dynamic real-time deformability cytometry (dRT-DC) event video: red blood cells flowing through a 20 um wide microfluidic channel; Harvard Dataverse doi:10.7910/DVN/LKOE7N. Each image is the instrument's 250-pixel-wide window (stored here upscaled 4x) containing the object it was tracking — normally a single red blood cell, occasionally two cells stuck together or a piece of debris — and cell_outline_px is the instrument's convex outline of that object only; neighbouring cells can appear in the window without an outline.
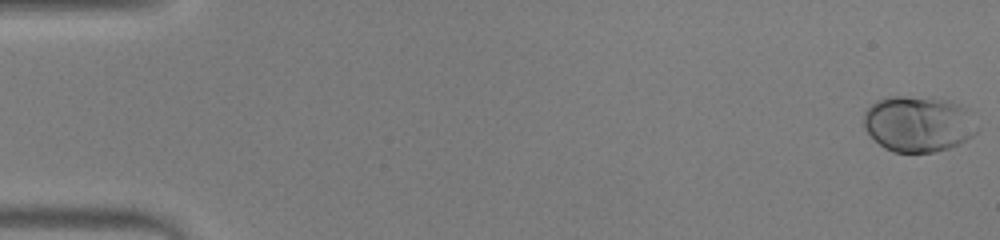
{"species": "human", "species_latin": "Homo sapiens", "temperature_condition": "warm", "stored_images_in_passage": 53, "camera_frame_rate_fps": 3000, "um_per_image_px": 0.085, "donor": {"sex": "male"}, "frame": {"image": 1, "passage_image": 1, "time_ms": 0.0, "image_size_px": [1000, 240], "cell_outline_px": [[980, 128], [972, 136], [948, 148], [932, 152], [892, 152], [884, 148], [864, 128], [864, 112], [876, 100], [892, 96], [932, 96], [952, 100], [960, 104], [964, 108]], "centroid_in_image_um": [78.06, 10.5], "position_along_channel_um": 6.9, "area_um2": 37.11}}
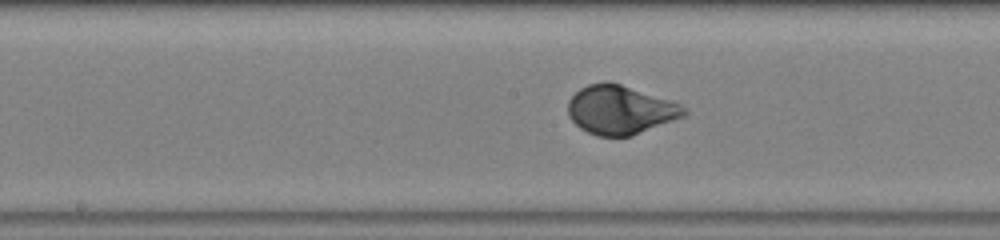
{"frame": {"image": 2, "passage_image": 28, "time_ms": 9.0, "image_size_px": [1000, 240], "cell_outline_px": [[688, 112], [684, 116], [632, 136], [596, 136], [580, 128], [568, 116], [568, 100], [580, 88], [588, 84], [608, 80], [680, 104], [688, 108]], "centroid_in_image_um": [52.7, 9.34], "position_along_channel_um": 195.5, "area_um2": 32.89}}
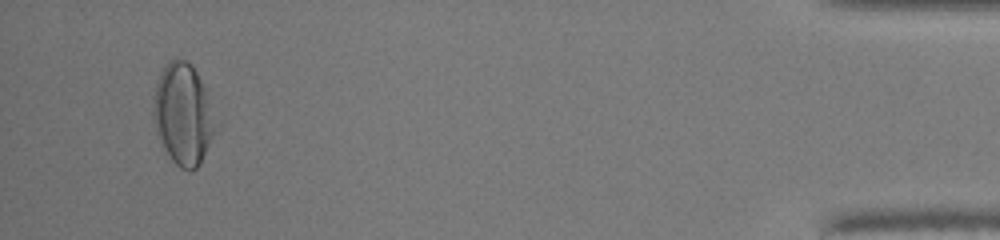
{"frame": {"image": 3, "passage_image": 51, "time_ms": 16.667, "image_size_px": [1000, 240], "cell_outline_px": [[224, 120], [200, 164], [192, 172], [188, 172], [180, 168], [172, 160], [156, 128], [152, 112], [152, 104], [156, 80], [160, 72], [168, 60], [176, 56], [184, 60], [196, 72]], "centroid_in_image_um": [15.68, 9.7], "position_along_channel_um": 419.5, "area_um2": 38.21}, "authors_computed_cell_mechanics": {"area_um2": 33.1194, "velocity_mm_per_s": 3.892, "shape_relaxation_time_tau1_ms": 2.3988, "shape_relaxation_time_tau2_ms": null, "deformation_change_tau1": 0.1739, "deformation_change_tau2": null}}